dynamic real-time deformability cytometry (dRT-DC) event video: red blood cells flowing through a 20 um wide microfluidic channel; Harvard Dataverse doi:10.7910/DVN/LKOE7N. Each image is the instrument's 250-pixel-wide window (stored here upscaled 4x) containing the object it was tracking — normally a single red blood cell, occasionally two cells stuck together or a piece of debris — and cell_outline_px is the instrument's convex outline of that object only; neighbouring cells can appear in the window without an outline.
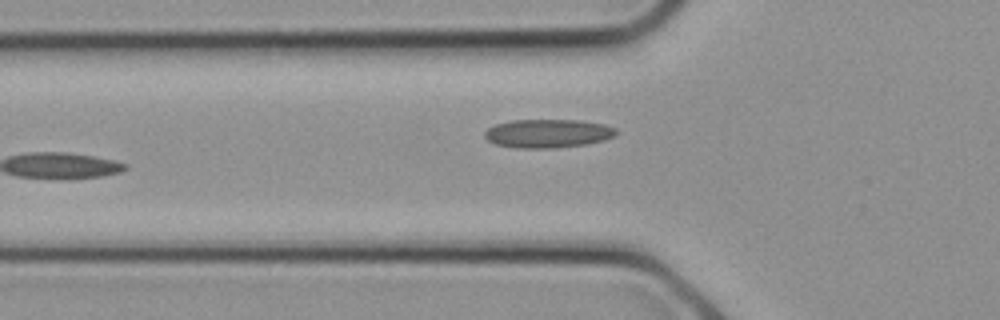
{"species": "common noctule bat (a hibernating species)", "species_latin": "Nyctalus noctula", "temperature_condition": "cold", "stored_images_in_passage": 10, "camera_frame_rate_fps": 3000, "um_per_image_px": 0.085, "animal": {"sex": "female", "body_mass_g": 21.9}, "frame": {"image": 1, "passage_image": 10, "time_ms": 3.0, "image_size_px": [1000, 320], "cell_outline_px": [[616, 136], [604, 140], [588, 144], [556, 148], [512, 148], [496, 144], [488, 140], [484, 136], [484, 132], [488, 128], [496, 124], [512, 120], [580, 120], [604, 124], [616, 128]], "centroid_in_image_um": [46.58, 11.35], "position_along_channel_um": 79.2, "area_um2": 22.08}}